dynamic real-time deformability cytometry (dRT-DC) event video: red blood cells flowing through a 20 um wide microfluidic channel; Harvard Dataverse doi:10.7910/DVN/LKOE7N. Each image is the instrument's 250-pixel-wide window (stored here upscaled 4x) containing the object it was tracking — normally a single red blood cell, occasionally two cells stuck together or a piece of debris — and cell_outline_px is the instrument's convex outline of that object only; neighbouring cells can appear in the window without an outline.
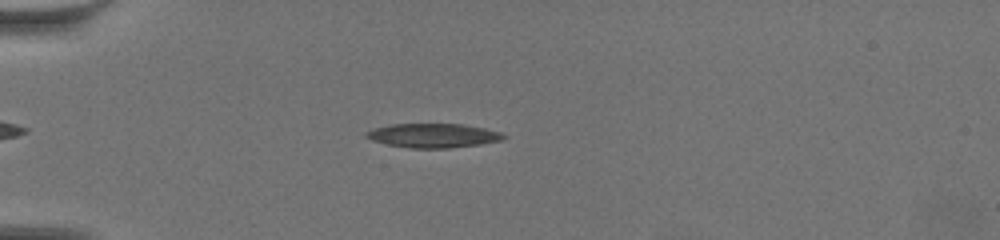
{"species": "common noctule bat (a hibernating species)", "species_latin": "Nyctalus noctula", "temperature_condition": "warm", "stored_images_in_passage": 51, "camera_frame_rate_fps": 3000, "um_per_image_px": 0.085, "animal": {"sex": "female", "body_mass_g": 19.5, "forearm_length_mm": 54.1}, "frame": {"image": 1, "passage_image": 8, "time_ms": 2.333, "image_size_px": [1000, 240], "cell_outline_px": [[508, 136], [500, 140], [480, 144], [448, 148], [412, 148], [388, 144], [372, 140], [364, 136], [364, 132], [372, 128], [392, 124], [460, 124], [484, 128], [504, 132]], "centroid_in_image_um": [36.82, 11.51], "position_along_channel_um": 48.2, "area_um2": 19.31}}
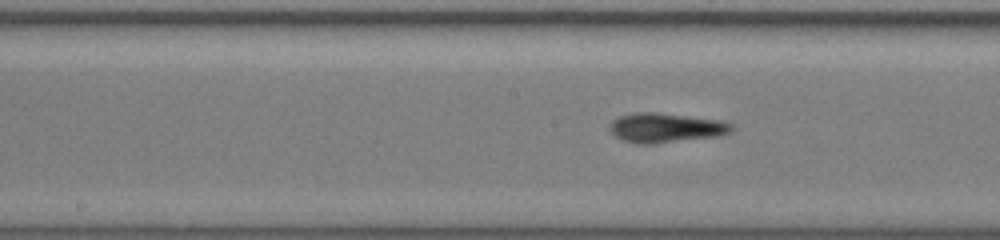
{"frame": {"image": 2, "passage_image": 23, "time_ms": 7.333, "image_size_px": [1000, 240], "cell_outline_px": [[732, 132], [720, 136], [656, 144], [636, 144], [624, 140], [616, 136], [608, 128], [608, 124], [612, 120], [620, 116], [636, 112], [652, 112], [720, 120], [732, 124]], "centroid_in_image_um": [56.58, 10.88], "position_along_channel_um": 191.6, "area_um2": 21.04}}
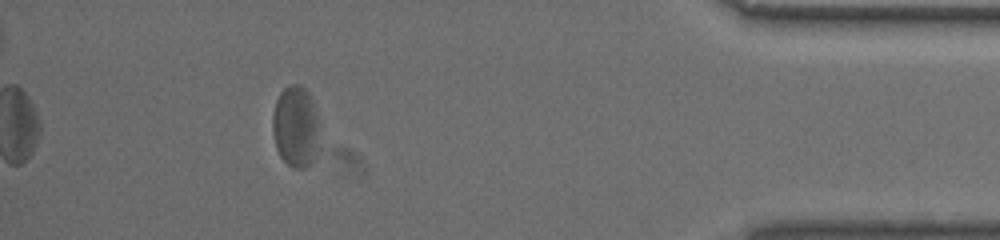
{"frame": {"image": 3, "passage_image": 46, "time_ms": 15.0, "image_size_px": [1000, 240], "cell_outline_px": [[316, 132], [312, 160], [304, 168], [292, 168], [280, 156], [276, 148], [272, 132], [272, 116], [276, 100], [280, 92], [284, 88], [292, 84], [300, 84], [308, 92], [316, 116]], "centroid_in_image_um": [25.03, 10.72], "position_along_channel_um": 410.2, "area_um2": 21.33}, "authors_computed_cell_mechanics": {"area_um2": 20.4034, "velocity_mm_per_s": 3.4205, "shape_relaxation_time_tau1_ms": 2.537, "shape_relaxation_time_tau2_ms": 2.3251, "deformation_change_tau1": 0.1301, "deformation_change_tau2": 0.0805}}